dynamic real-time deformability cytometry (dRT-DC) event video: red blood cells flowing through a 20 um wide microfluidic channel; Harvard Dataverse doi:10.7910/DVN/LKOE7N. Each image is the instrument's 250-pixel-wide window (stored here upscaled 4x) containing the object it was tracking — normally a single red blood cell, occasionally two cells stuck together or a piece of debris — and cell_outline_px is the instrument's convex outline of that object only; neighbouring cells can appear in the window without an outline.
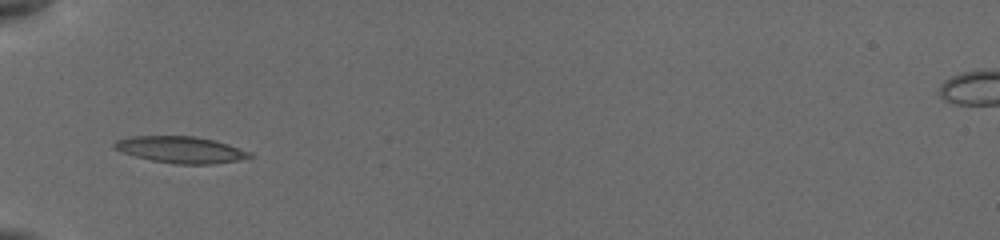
{"species": "common noctule bat (a hibernating species)", "species_latin": "Nyctalus noctula", "temperature_condition": "cold", "stored_images_in_passage": 37, "camera_frame_rate_fps": 3000, "um_per_image_px": 0.085, "animal": {"sex": "female", "body_mass_g": 19.5, "forearm_length_mm": 54.1}, "frame": {"image": 1, "passage_image": 1, "time_ms": 0.0, "image_size_px": [1000, 240], "cell_outline_px": [[252, 156], [240, 160], [212, 164], [176, 164], [152, 160], [136, 156], [112, 148], [112, 144], [116, 140], [128, 136], [196, 136], [228, 144], [252, 152]], "centroid_in_image_um": [15.35, 12.72], "position_along_channel_um": 69.6, "area_um2": 20.92}}
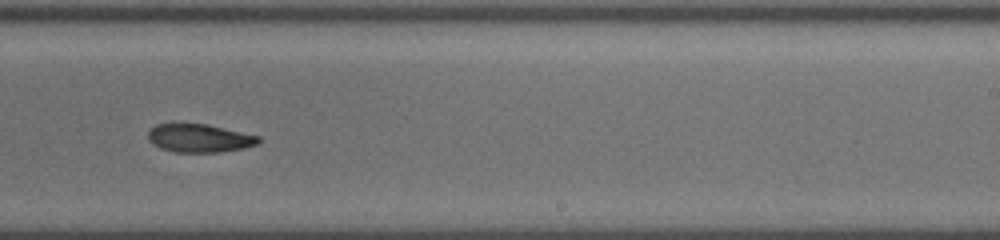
{"frame": {"image": 2, "passage_image": 20, "time_ms": 5.333, "image_size_px": [1000, 240], "cell_outline_px": [[260, 144], [244, 148], [220, 152], [172, 152], [160, 148], [152, 144], [148, 140], [148, 132], [156, 124], [176, 120], [208, 124], [260, 136]], "centroid_in_image_um": [16.9, 11.7], "position_along_channel_um": 272.1, "area_um2": 19.07}}
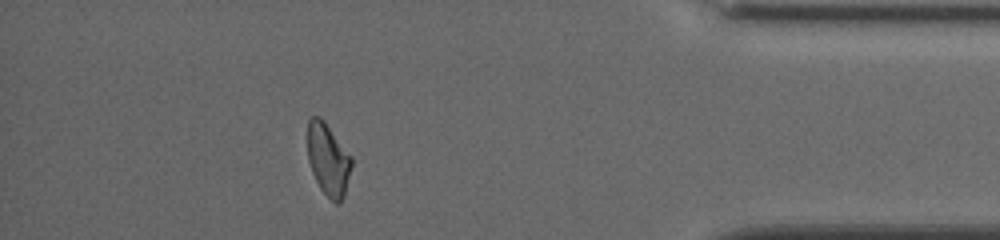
{"frame": {"image": 3, "passage_image": 34, "time_ms": 9.667, "image_size_px": [1000, 240], "cell_outline_px": [[352, 164], [344, 196], [340, 204], [336, 204], [320, 188], [312, 172], [308, 160], [308, 120], [312, 116], [320, 116], [324, 120], [352, 156]], "centroid_in_image_um": [27.9, 13.54], "position_along_channel_um": 407.3, "area_um2": 18.5}, "authors_computed_cell_mechanics": {"area_um2": 19.074, "velocity_mm_per_s": 3.86, "shape_relaxation_time_tau1_ms": 5.9897, "shape_relaxation_time_tau2_ms": null, "deformation_change_tau1": 0.1671, "deformation_change_tau2": null}}